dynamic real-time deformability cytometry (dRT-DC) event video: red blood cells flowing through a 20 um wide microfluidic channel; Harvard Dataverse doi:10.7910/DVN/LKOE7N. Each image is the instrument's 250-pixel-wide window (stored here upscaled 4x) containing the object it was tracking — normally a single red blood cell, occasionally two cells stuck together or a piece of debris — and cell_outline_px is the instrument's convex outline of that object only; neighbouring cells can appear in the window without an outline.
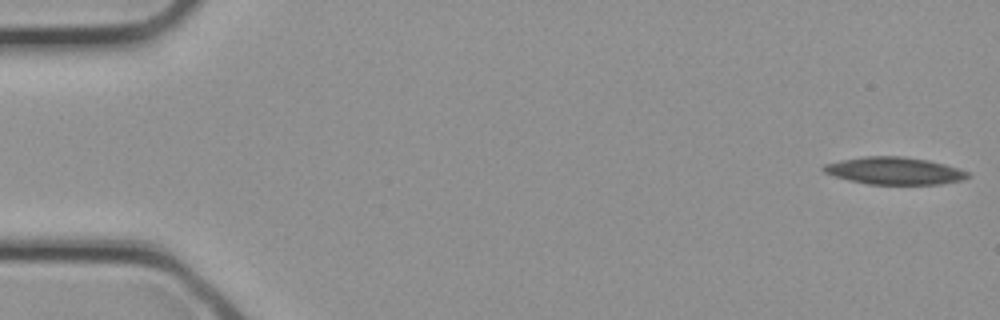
{"species": "common noctule bat (a hibernating species)", "species_latin": "Nyctalus noctula", "temperature_condition": "cold", "stored_images_in_passage": 32, "camera_frame_rate_fps": 3000, "um_per_image_px": 0.085, "animal": {"sex": "female", "body_mass_g": 21.9}, "frame": {"image": 1, "passage_image": 1, "time_ms": 0.0, "image_size_px": [1000, 320], "cell_outline_px": [[972, 176], [960, 180], [940, 184], [868, 184], [848, 180], [824, 172], [820, 168], [824, 164], [840, 160], [864, 156], [900, 156], [928, 160], [944, 164], [968, 172]], "centroid_in_image_um": [75.99, 14.51], "position_along_channel_um": 9.0, "area_um2": 22.83}}
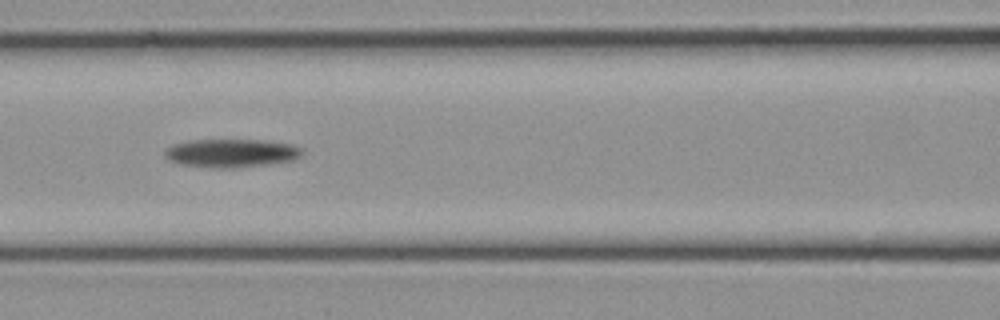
{"frame": {"image": 2, "passage_image": 14, "time_ms": 4.333, "image_size_px": [1000, 320], "cell_outline_px": [[304, 152], [300, 156], [292, 160], [268, 164], [236, 168], [216, 168], [180, 164], [168, 160], [164, 156], [164, 152], [172, 144], [188, 140], [260, 140], [292, 144], [304, 148]], "centroid_in_image_um": [19.66, 13.01], "position_along_channel_um": 146.9, "area_um2": 22.83}}
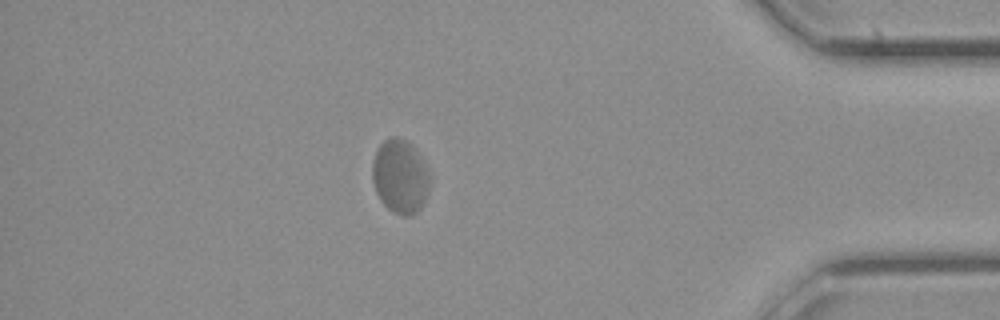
{"frame": {"image": 3, "passage_image": 28, "time_ms": 9.0, "image_size_px": [1000, 320], "cell_outline_px": [[432, 176], [428, 192], [424, 204], [412, 216], [404, 216], [392, 212], [380, 200], [376, 192], [372, 180], [372, 160], [380, 144], [384, 140], [392, 136], [396, 136], [412, 144], [420, 156]], "centroid_in_image_um": [34.03, 15.01], "position_along_channel_um": 401.2, "area_um2": 25.14}}